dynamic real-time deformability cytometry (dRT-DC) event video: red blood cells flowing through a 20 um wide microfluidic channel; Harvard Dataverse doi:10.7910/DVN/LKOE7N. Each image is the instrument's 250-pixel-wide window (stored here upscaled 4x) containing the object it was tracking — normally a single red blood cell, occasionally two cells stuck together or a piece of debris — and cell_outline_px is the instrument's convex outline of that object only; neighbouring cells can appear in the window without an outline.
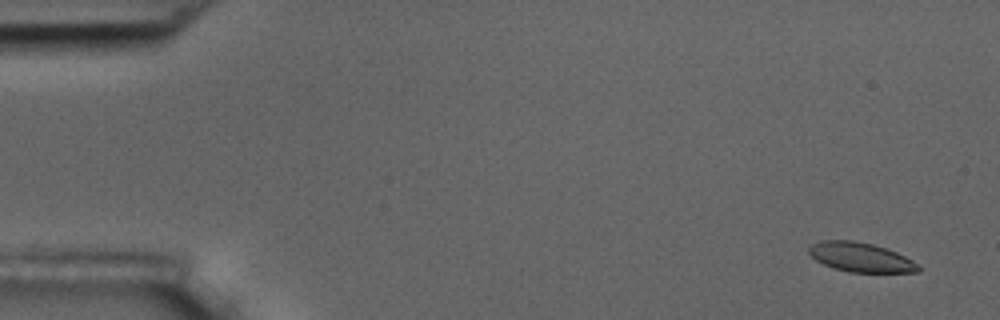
{"species": "common noctule bat (a hibernating species)", "species_latin": "Nyctalus noctula", "temperature_condition": "room temperature", "stored_images_in_passage": 6, "camera_frame_rate_fps": 3000, "um_per_image_px": 0.085, "animal": {"sex": "male", "body_mass_g": 17.5, "forearm_length_mm": 52.3}, "frame": {"image": 1, "passage_image": 1, "time_ms": 0.0, "image_size_px": [1000, 320], "cell_outline_px": [[920, 272], [848, 272], [832, 268], [816, 260], [808, 252], [808, 248], [812, 244], [820, 240], [852, 240], [872, 244], [888, 248], [920, 264]], "centroid_in_image_um": [73.16, 21.86], "position_along_channel_um": 11.8, "area_um2": 18.84}}
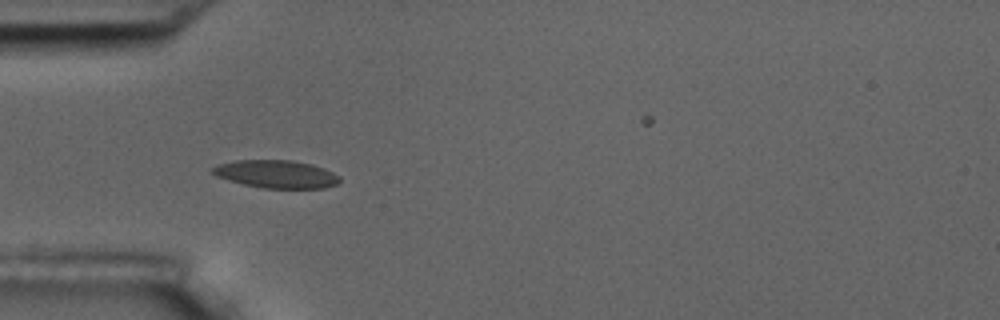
{"frame": {"image": 2, "passage_image": 5, "time_ms": 5.0, "image_size_px": [1000, 320], "cell_outline_px": [[340, 180], [336, 184], [324, 188], [264, 188], [244, 184], [228, 180], [216, 176], [208, 172], [208, 168], [216, 164], [236, 160], [292, 160], [312, 164], [324, 168], [340, 176]], "centroid_in_image_um": [23.42, 14.79], "position_along_channel_um": 61.6, "area_um2": 20.87}}